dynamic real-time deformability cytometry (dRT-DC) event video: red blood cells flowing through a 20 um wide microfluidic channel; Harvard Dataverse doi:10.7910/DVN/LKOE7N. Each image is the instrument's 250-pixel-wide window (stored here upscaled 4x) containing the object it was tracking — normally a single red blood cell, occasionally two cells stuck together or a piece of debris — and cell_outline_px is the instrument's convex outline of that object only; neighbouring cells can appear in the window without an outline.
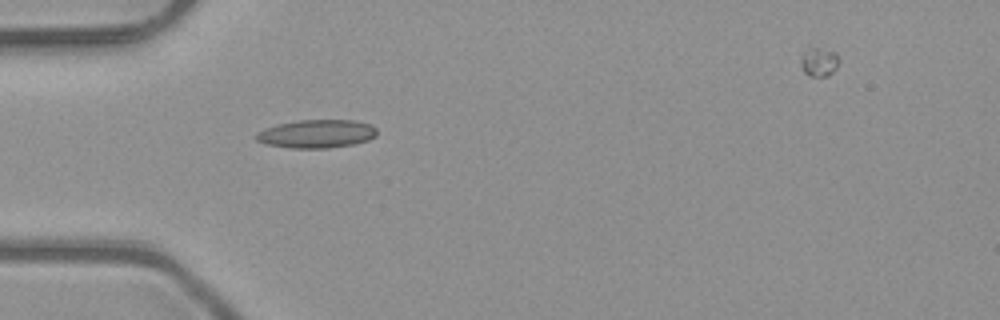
{"species": "common noctule bat (a hibernating species)", "species_latin": "Nyctalus noctula", "temperature_condition": "room temperature", "stored_images_in_passage": 2, "camera_frame_rate_fps": 3000, "um_per_image_px": 0.085, "animal": {"sex": "male", "body_mass_g": 23.1, "forearm_length_mm": 52.7}, "frame": {"image": 1, "passage_image": 1, "time_ms": 0.0, "image_size_px": [1000, 320], "cell_outline_px": [[376, 136], [368, 140], [352, 144], [328, 148], [288, 148], [268, 144], [256, 140], [256, 132], [280, 124], [300, 120], [352, 120], [372, 124], [376, 128]], "centroid_in_image_um": [26.95, 11.37], "position_along_channel_um": 58.1, "area_um2": 19.71}}